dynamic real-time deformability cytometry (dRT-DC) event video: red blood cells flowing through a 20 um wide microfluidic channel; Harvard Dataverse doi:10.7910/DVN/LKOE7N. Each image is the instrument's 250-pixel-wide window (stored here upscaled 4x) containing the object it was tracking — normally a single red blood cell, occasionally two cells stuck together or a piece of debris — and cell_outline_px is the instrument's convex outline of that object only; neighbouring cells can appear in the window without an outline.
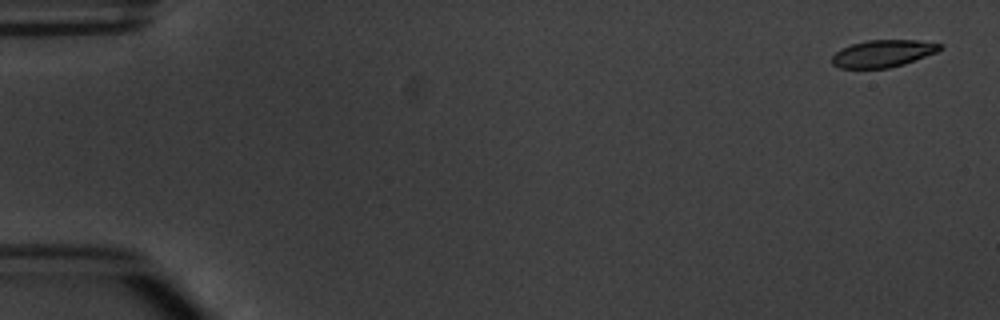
{"species": "common noctule bat (a hibernating species)", "species_latin": "Nyctalus noctula", "temperature_condition": "warm", "stored_images_in_passage": 4, "camera_frame_rate_fps": 3000, "um_per_image_px": 0.085, "animal": {"sex": "male", "body_mass_g": 20.1, "forearm_length_mm": 53.5}, "frame": {"image": 1, "passage_image": 1, "time_ms": 0.0, "image_size_px": [1000, 320], "cell_outline_px": [[944, 48], [936, 52], [904, 64], [888, 68], [840, 68], [832, 64], [832, 56], [840, 48], [852, 44], [868, 40], [916, 40], [944, 44]], "centroid_in_image_um": [75.06, 4.54], "position_along_channel_um": 9.9, "area_um2": 17.11}}
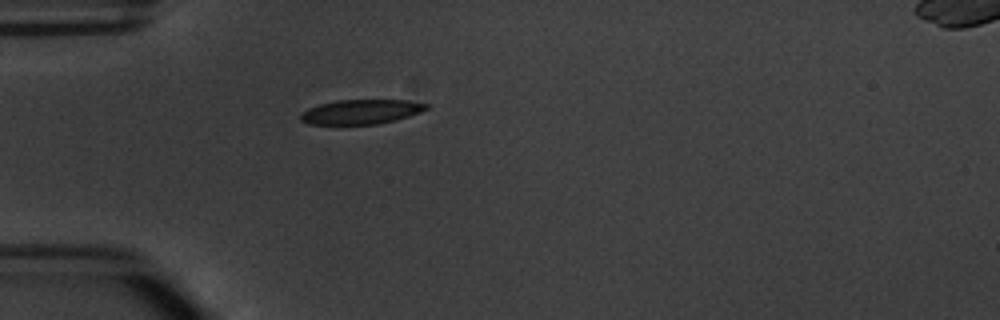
{"frame": {"image": 2, "passage_image": 4, "time_ms": 4.667, "image_size_px": [1000, 320], "cell_outline_px": [[428, 108], [420, 112], [408, 116], [376, 124], [308, 124], [300, 120], [300, 112], [308, 108], [320, 104], [336, 100], [408, 100], [428, 104]], "centroid_in_image_um": [30.64, 9.49], "position_along_channel_um": 54.4, "area_um2": 17.86}}